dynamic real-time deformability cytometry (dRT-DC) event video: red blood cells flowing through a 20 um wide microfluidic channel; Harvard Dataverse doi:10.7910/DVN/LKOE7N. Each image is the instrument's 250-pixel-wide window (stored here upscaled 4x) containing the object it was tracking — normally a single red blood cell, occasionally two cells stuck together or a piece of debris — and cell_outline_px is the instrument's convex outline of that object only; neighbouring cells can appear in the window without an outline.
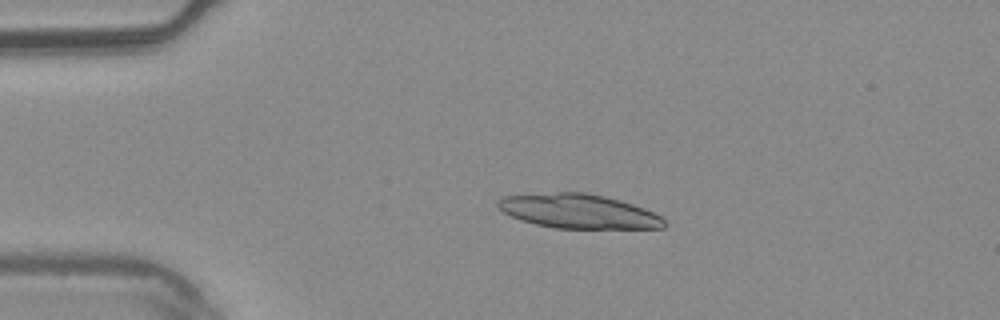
{"species": "common noctule bat (a hibernating species)", "species_latin": "Nyctalus noctula", "temperature_condition": "warm", "stored_images_in_passage": 5, "camera_frame_rate_fps": 3000, "um_per_image_px": 0.085, "animal": {"sex": "male", "body_mass_g": 20.4}, "frame": {"image": 1, "passage_image": 4, "time_ms": 1.0, "image_size_px": [1000, 320], "cell_outline_px": [[668, 224], [664, 228], [556, 228], [536, 224], [520, 220], [504, 212], [496, 204], [504, 196], [556, 192], [588, 192], [620, 200], [644, 208], [660, 216]], "centroid_in_image_um": [49.2, 17.95], "position_along_channel_um": 35.8, "area_um2": 33.0}}